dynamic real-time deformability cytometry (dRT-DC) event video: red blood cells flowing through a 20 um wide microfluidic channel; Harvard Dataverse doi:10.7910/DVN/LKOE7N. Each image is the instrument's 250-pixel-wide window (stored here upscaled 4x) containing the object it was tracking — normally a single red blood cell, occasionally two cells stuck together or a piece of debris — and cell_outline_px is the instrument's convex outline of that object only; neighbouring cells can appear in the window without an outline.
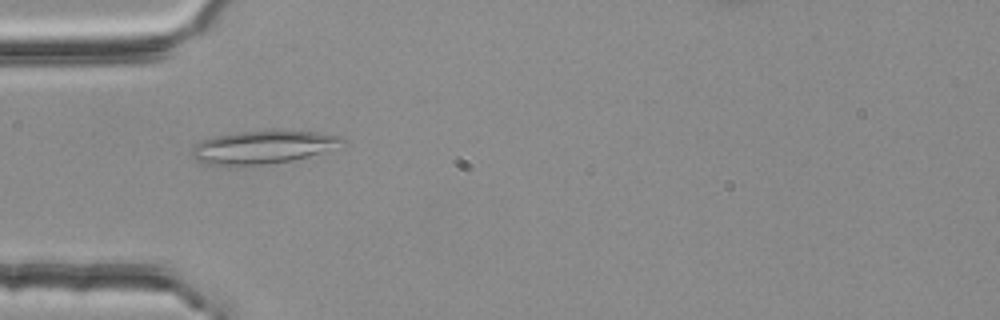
{"species": "common noctule bat (a hibernating species)", "species_latin": "Nyctalus noctula", "temperature_condition": "room temperature", "stored_images_in_passage": 5, "camera_frame_rate_fps": 3000, "um_per_image_px": 0.085, "animal": {"sex": "female", "body_mass_g": 25.1}, "frame": {"image": 1, "passage_image": 4, "time_ms": 1.0, "image_size_px": [1000, 320], "cell_outline_px": [[348, 140], [320, 152], [308, 156], [292, 160], [236, 168], [212, 164], [196, 160], [188, 152], [188, 148], [212, 136], [240, 132], [276, 128], [316, 132], [340, 136]], "centroid_in_image_um": [22.25, 12.49], "position_along_channel_um": 62.7, "area_um2": 29.71}}